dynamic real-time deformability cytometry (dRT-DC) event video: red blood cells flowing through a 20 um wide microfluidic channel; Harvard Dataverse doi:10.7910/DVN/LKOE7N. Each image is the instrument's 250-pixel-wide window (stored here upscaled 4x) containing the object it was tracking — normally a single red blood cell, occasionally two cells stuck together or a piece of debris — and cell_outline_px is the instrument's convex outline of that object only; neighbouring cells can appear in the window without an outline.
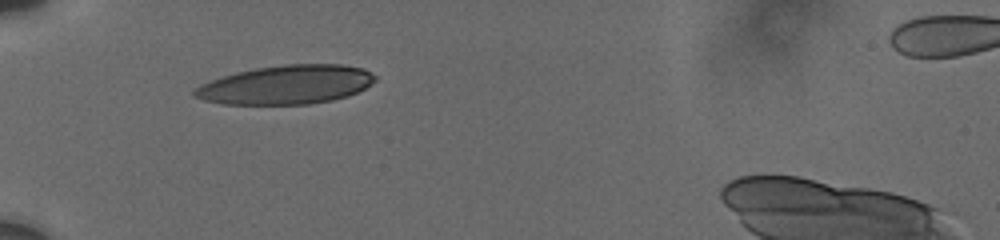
{"species": "human", "species_latin": "Homo sapiens", "temperature_condition": "cold", "stored_images_in_passage": 5, "camera_frame_rate_fps": 3000, "um_per_image_px": 0.085, "donor": {"sex": "male"}, "frame": {"image": 1, "passage_image": 1, "time_ms": 0.0, "image_size_px": [1000, 240], "cell_outline_px": [[376, 80], [364, 88], [348, 96], [332, 100], [308, 104], [224, 104], [204, 100], [192, 96], [192, 92], [200, 84], [236, 72], [256, 68], [284, 64], [340, 64], [364, 68], [372, 72], [376, 76]], "centroid_in_image_um": [24.34, 7.2], "position_along_channel_um": 60.7, "area_um2": 40.92}}
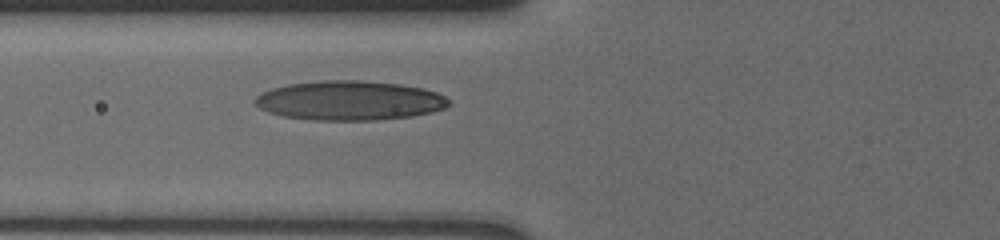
{"frame": {"image": 2, "passage_image": 5, "time_ms": 1.333, "image_size_px": [1000, 240], "cell_outline_px": [[448, 104], [444, 108], [432, 112], [412, 116], [376, 120], [316, 120], [284, 116], [268, 112], [260, 108], [252, 100], [256, 96], [272, 88], [288, 84], [324, 80], [360, 80], [400, 84], [420, 88], [436, 92], [444, 96], [448, 100]], "centroid_in_image_um": [29.69, 8.54], "position_along_channel_um": 96.1, "area_um2": 44.27}}